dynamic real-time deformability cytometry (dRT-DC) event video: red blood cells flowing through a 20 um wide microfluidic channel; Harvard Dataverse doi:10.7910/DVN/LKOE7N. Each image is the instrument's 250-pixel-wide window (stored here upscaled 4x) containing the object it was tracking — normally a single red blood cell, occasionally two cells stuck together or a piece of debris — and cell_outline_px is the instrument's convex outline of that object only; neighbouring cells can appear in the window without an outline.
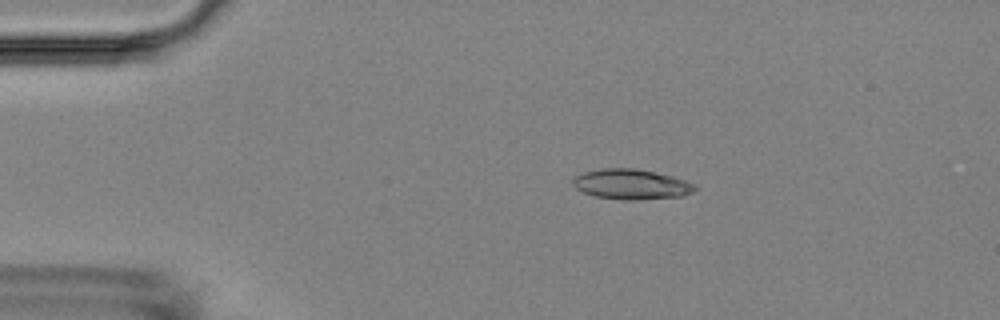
{"species": "Egyptian fruit bat (a non-hibernating species)", "species_latin": "Rousettus aegyptiacus", "temperature_condition": "room temperature", "stored_images_in_passage": 3, "camera_frame_rate_fps": 3000, "um_per_image_px": 0.085, "animal": {"sex": "female"}, "frame": {"image": 1, "passage_image": 2, "time_ms": 1.0, "image_size_px": [1000, 320], "cell_outline_px": [[696, 188], [692, 192], [684, 196], [636, 200], [620, 200], [596, 196], [584, 192], [576, 188], [572, 184], [572, 180], [576, 176], [584, 172], [600, 168], [636, 168], [672, 176], [696, 184]], "centroid_in_image_um": [53.66, 15.66], "position_along_channel_um": 31.3, "area_um2": 21.5}}